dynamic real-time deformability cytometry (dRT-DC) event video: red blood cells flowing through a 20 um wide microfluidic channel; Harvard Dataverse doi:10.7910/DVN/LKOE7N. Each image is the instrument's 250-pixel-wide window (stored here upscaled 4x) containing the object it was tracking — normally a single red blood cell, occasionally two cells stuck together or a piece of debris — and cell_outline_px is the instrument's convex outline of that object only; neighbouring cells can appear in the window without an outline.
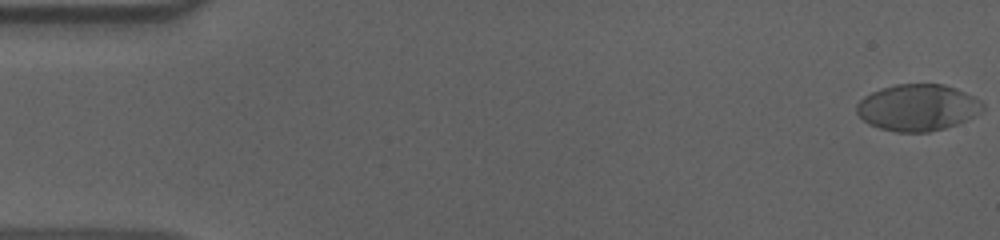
{"species": "human", "species_latin": "Homo sapiens", "temperature_condition": "cold", "stored_images_in_passage": 57, "camera_frame_rate_fps": 3000, "um_per_image_px": 0.085, "donor": {"sex": "male"}, "frame": {"image": 1, "passage_image": 1, "time_ms": 0.0, "image_size_px": [1000, 240], "cell_outline_px": [[984, 108], [980, 112], [956, 124], [944, 128], [928, 132], [896, 132], [880, 128], [868, 124], [856, 112], [856, 104], [864, 96], [880, 88], [896, 84], [944, 84], [956, 88], [980, 100], [984, 104]], "centroid_in_image_um": [77.97, 9.13], "position_along_channel_um": 7.0, "area_um2": 34.1}}
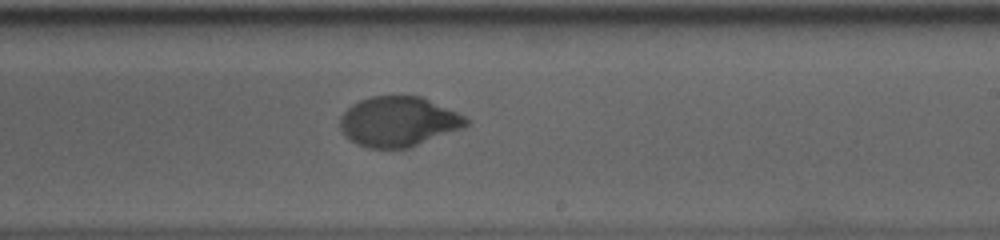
{"frame": {"image": 2, "passage_image": 34, "time_ms": 11.0, "image_size_px": [1000, 240], "cell_outline_px": [[468, 124], [464, 128], [408, 148], [368, 148], [356, 144], [348, 140], [344, 136], [340, 128], [340, 116], [352, 104], [360, 100], [372, 96], [420, 96], [456, 112], [464, 116], [468, 120]], "centroid_in_image_um": [33.83, 10.35], "position_along_channel_um": 255.2, "area_um2": 36.65}}
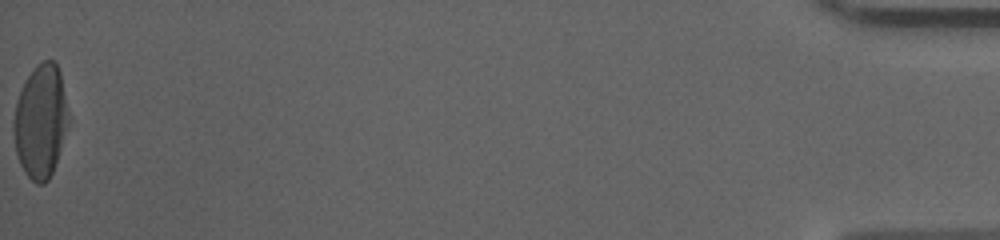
{"frame": {"image": 3, "passage_image": 57, "time_ms": 18.667, "image_size_px": [1000, 240], "cell_outline_px": [[68, 124], [52, 172], [48, 180], [44, 184], [36, 184], [28, 176], [20, 164], [16, 152], [12, 128], [12, 120], [16, 100], [28, 76], [36, 64], [44, 60], [56, 60], [60, 72], [68, 112]], "centroid_in_image_um": [3.43, 10.29], "position_along_channel_um": 431.8, "area_um2": 36.07}, "authors_computed_cell_mechanics": {"area_um2": 36.5874, "velocity_mm_per_s": 3.6237, "shape_relaxation_time_tau1_ms": 3.6139, "shape_relaxation_time_tau2_ms": null, "deformation_change_tau1": 0.1935, "deformation_change_tau2": null}}